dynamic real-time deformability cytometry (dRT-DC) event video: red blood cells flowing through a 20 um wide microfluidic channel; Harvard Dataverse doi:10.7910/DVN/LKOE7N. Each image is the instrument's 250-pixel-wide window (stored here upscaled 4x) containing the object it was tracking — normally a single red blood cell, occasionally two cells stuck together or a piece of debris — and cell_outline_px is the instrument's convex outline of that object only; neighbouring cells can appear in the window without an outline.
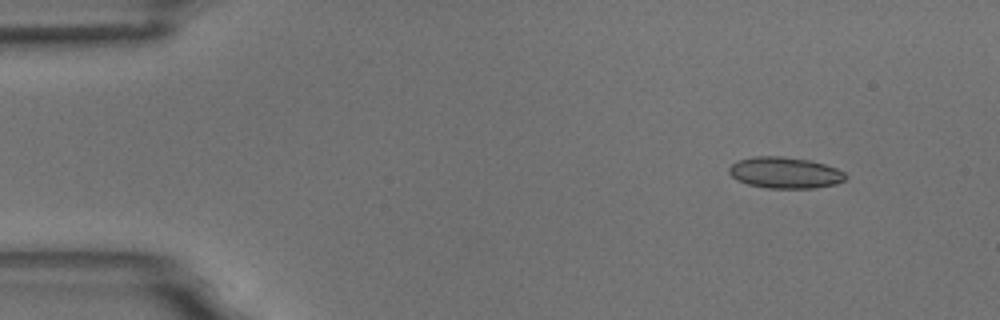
{"species": "common noctule bat (a hibernating species)", "species_latin": "Nyctalus noctula", "temperature_condition": "room temperature", "stored_images_in_passage": 5, "camera_frame_rate_fps": 3000, "um_per_image_px": 0.085, "animal": {"sex": "male", "body_mass_g": 18.8}, "frame": {"image": 1, "passage_image": 1, "time_ms": 0.0, "image_size_px": [1000, 320], "cell_outline_px": [[848, 176], [844, 180], [836, 184], [812, 188], [768, 188], [748, 184], [736, 180], [728, 172], [728, 168], [736, 160], [756, 156], [780, 156], [812, 160], [836, 168], [844, 172]], "centroid_in_image_um": [66.71, 14.67], "position_along_channel_um": 18.3, "area_um2": 21.33}}
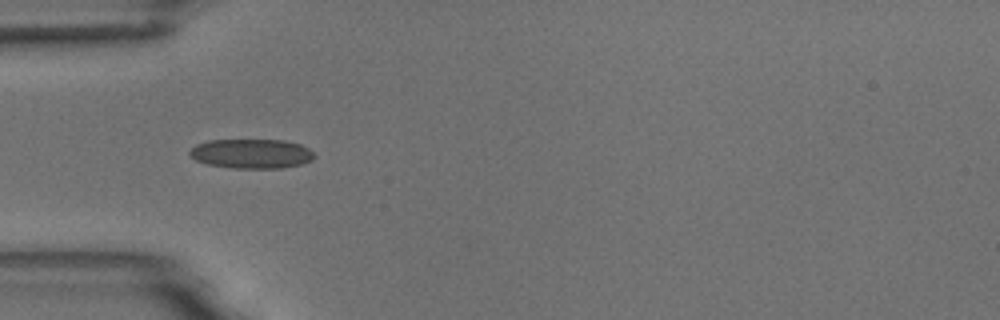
{"frame": {"image": 2, "passage_image": 4, "time_ms": 3.667, "image_size_px": [1000, 320], "cell_outline_px": [[316, 156], [312, 160], [300, 164], [284, 168], [232, 168], [208, 164], [196, 160], [188, 152], [196, 144], [208, 140], [284, 140], [300, 144], [308, 148]], "centroid_in_image_um": [21.39, 13.06], "position_along_channel_um": 63.6, "area_um2": 21.39}}